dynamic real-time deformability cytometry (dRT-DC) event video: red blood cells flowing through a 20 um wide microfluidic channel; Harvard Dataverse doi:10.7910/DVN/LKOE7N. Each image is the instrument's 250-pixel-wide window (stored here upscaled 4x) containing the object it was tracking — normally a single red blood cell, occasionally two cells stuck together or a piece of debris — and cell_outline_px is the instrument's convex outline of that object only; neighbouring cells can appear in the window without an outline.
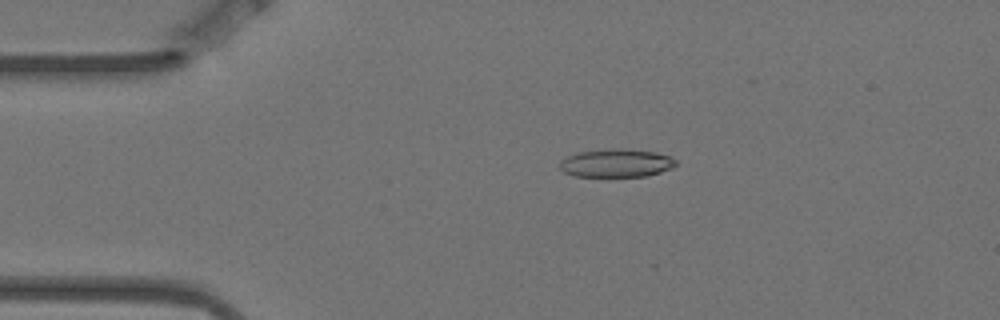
{"species": "Egyptian fruit bat (a non-hibernating species)", "species_latin": "Rousettus aegyptiacus", "temperature_condition": "warm", "stored_images_in_passage": 4, "camera_frame_rate_fps": 3000, "um_per_image_px": 0.085, "animal": {"sex": "female"}, "frame": {"image": 1, "passage_image": 3, "time_ms": 0.667, "image_size_px": [1000, 320], "cell_outline_px": [[676, 164], [672, 168], [648, 176], [576, 176], [564, 172], [560, 168], [560, 160], [568, 156], [580, 152], [612, 148], [620, 148], [656, 152], [668, 156], [676, 160]], "centroid_in_image_um": [52.39, 13.86], "position_along_channel_um": 32.6, "area_um2": 18.96}}